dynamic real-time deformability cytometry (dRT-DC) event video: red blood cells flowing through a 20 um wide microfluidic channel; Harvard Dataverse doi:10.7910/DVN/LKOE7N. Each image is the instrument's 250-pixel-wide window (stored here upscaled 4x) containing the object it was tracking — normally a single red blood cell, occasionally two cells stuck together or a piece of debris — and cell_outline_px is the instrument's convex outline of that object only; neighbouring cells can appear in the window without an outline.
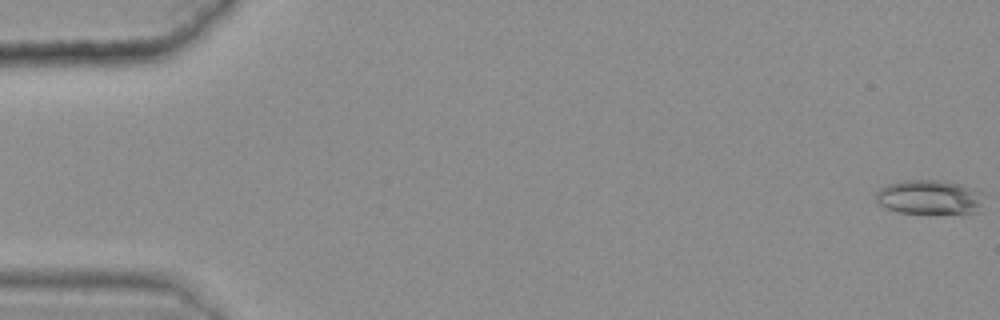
{"species": "common noctule bat (a hibernating species)", "species_latin": "Nyctalus noctula", "temperature_condition": "warm", "stored_images_in_passage": 9, "camera_frame_rate_fps": 3000, "um_per_image_px": 0.085, "animal": {"sex": "female", "body_mass_g": 25.1}, "frame": {"image": 1, "passage_image": 1, "time_ms": 0.0, "image_size_px": [1000, 320], "cell_outline_px": [[984, 212], [896, 212], [876, 204], [876, 192], [880, 188], [888, 184], [900, 180], [944, 180], [960, 184], [972, 188], [980, 192]], "centroid_in_image_um": [78.97, 16.74], "position_along_channel_um": 6.0, "area_um2": 21.62}}